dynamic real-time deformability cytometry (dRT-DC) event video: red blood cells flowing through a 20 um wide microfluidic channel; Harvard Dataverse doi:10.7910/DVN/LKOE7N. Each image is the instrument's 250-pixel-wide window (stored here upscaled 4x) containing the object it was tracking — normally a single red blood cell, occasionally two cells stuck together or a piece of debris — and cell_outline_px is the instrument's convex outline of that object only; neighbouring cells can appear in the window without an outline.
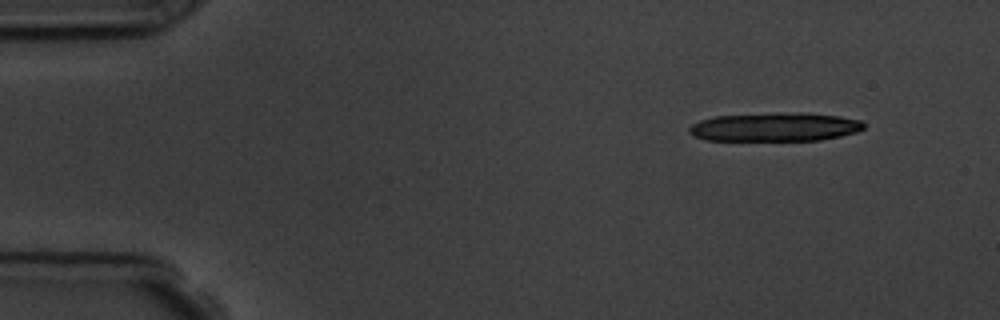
{"species": "common noctule bat (a hibernating species)", "species_latin": "Nyctalus noctula", "temperature_condition": "room temperature", "stored_images_in_passage": 4, "camera_frame_rate_fps": 3000, "um_per_image_px": 0.085, "animal": {"sex": "male", "body_mass_g": 19.5, "forearm_length_mm": 54.6}, "frame": {"image": 1, "passage_image": 1, "time_ms": 0.0, "image_size_px": [1000, 320], "cell_outline_px": [[864, 128], [856, 132], [840, 136], [820, 140], [704, 140], [692, 136], [688, 132], [688, 128], [692, 124], [700, 120], [716, 116], [800, 112], [808, 112], [840, 116], [860, 120], [864, 124]], "centroid_in_image_um": [65.86, 10.79], "position_along_channel_um": 19.1, "area_um2": 29.19}}